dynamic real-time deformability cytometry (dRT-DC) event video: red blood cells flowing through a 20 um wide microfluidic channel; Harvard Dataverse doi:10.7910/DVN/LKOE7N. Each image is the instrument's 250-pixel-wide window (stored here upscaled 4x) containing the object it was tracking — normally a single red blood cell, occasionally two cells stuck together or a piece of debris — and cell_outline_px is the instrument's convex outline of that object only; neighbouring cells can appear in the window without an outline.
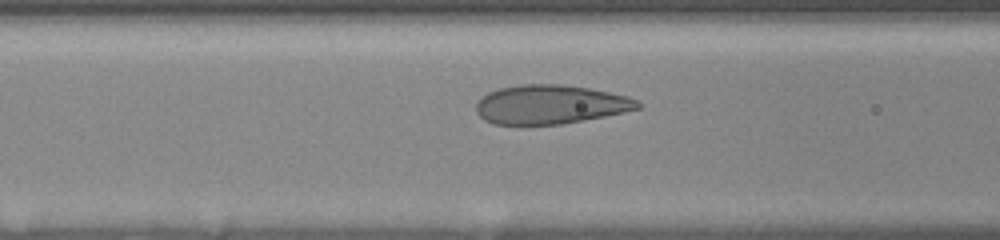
{"species": "human", "species_latin": "Homo sapiens", "temperature_condition": "room temperature", "stored_images_in_passage": 14, "camera_frame_rate_fps": 3000, "um_per_image_px": 0.085, "donor": {"sex": "female"}, "frame": {"image": 1, "passage_image": 7, "time_ms": 4.333, "image_size_px": [1000, 240], "cell_outline_px": [[640, 108], [624, 112], [584, 120], [560, 124], [492, 124], [484, 120], [476, 112], [476, 104], [488, 92], [500, 88], [520, 84], [564, 84], [588, 88], [628, 96], [636, 100], [640, 104]], "centroid_in_image_um": [46.76, 8.88], "position_along_channel_um": 119.8, "area_um2": 36.53}}
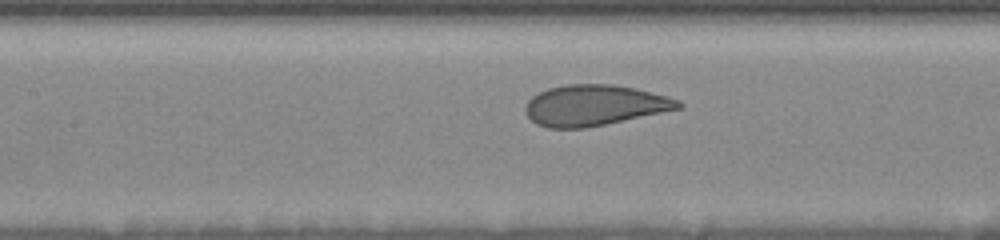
{"frame": {"image": 2, "passage_image": 9, "time_ms": 5.333, "image_size_px": [1000, 240], "cell_outline_px": [[684, 108], [584, 128], [548, 128], [536, 124], [528, 116], [524, 108], [528, 100], [532, 96], [548, 88], [564, 84], [612, 84], [636, 88], [680, 100], [684, 104]], "centroid_in_image_um": [50.54, 8.94], "position_along_channel_um": 156.9, "area_um2": 36.36}}
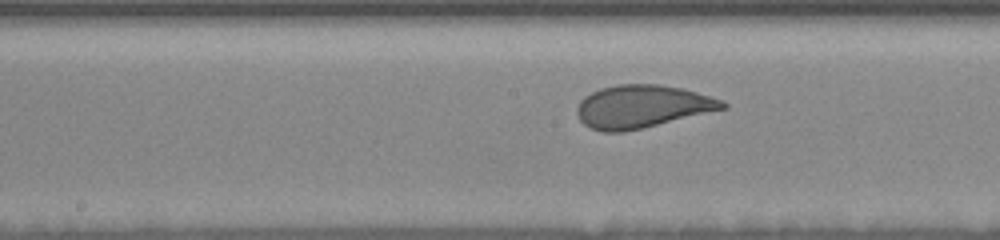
{"frame": {"image": 3, "passage_image": 12, "time_ms": 6.333, "image_size_px": [1000, 240], "cell_outline_px": [[728, 108], [644, 128], [624, 132], [600, 132], [584, 124], [580, 120], [576, 112], [576, 108], [580, 100], [584, 96], [600, 88], [616, 84], [660, 84], [680, 88], [696, 92], [724, 100], [728, 104]], "centroid_in_image_um": [54.58, 9.06], "position_along_channel_um": 193.6, "area_um2": 36.65}}